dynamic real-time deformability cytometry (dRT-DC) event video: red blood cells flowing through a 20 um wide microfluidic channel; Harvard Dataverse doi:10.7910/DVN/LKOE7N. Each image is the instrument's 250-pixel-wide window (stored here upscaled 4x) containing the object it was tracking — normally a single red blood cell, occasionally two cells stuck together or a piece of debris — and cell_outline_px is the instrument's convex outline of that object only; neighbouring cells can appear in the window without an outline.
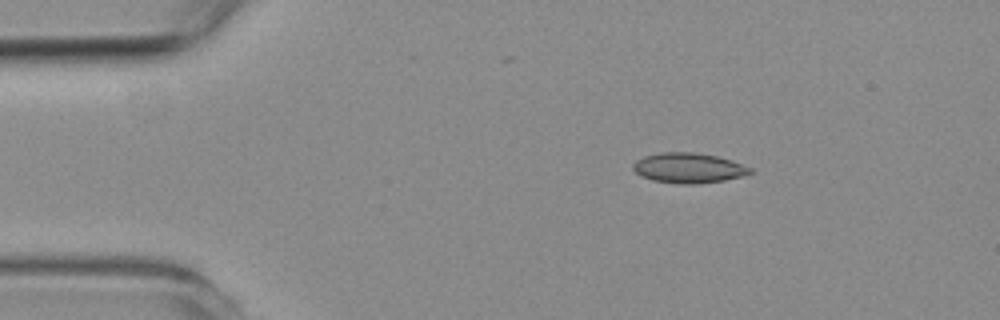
{"species": "common noctule bat (a hibernating species)", "species_latin": "Nyctalus noctula", "temperature_condition": "room temperature", "stored_images_in_passage": 49, "camera_frame_rate_fps": 3000, "um_per_image_px": 0.085, "animal": {"sex": "female", "body_mass_g": 19.3, "forearm_length_mm": 54.1}, "frame": {"image": 1, "passage_image": 1, "time_ms": 0.0, "image_size_px": [1000, 320], "cell_outline_px": [[752, 172], [740, 176], [724, 180], [696, 184], [680, 184], [652, 180], [640, 176], [632, 168], [632, 164], [636, 160], [644, 156], [660, 152], [692, 152], [716, 156], [732, 160], [752, 168]], "centroid_in_image_um": [58.48, 14.27], "position_along_channel_um": 26.5, "area_um2": 20.52}}
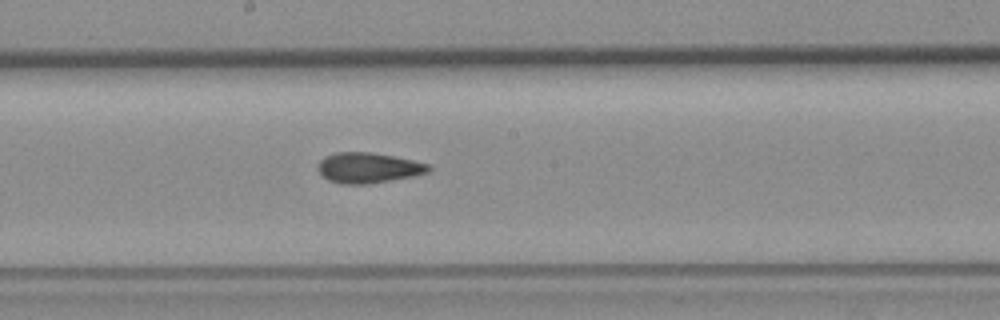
{"frame": {"image": 2, "passage_image": 22, "time_ms": 7.0, "image_size_px": [1000, 320], "cell_outline_px": [[432, 168], [428, 172], [416, 176], [368, 184], [340, 184], [328, 180], [316, 168], [320, 160], [324, 156], [336, 152], [368, 152], [392, 156], [432, 164]], "centroid_in_image_um": [31.32, 14.27], "position_along_channel_um": 216.9, "area_um2": 19.77}}
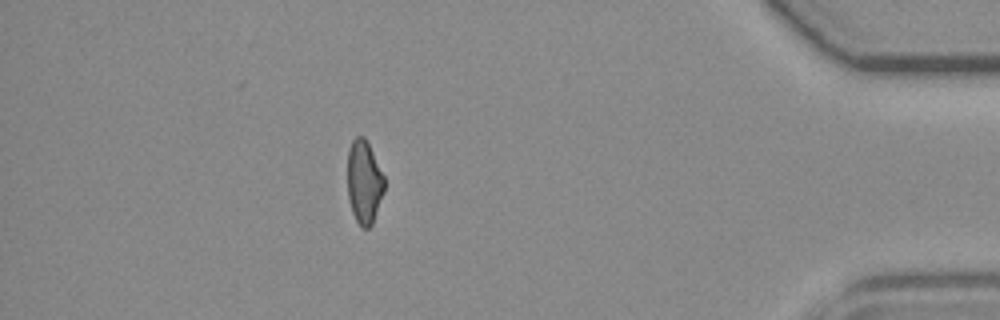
{"frame": {"image": 3, "passage_image": 42, "time_ms": 13.667, "image_size_px": [1000, 320], "cell_outline_px": [[384, 192], [372, 224], [368, 228], [360, 228], [352, 212], [348, 196], [348, 148], [352, 140], [356, 136], [364, 136], [384, 176]], "centroid_in_image_um": [30.94, 15.49], "position_along_channel_um": 404.3, "area_um2": 17.8}, "authors_computed_cell_mechanics": {"area_um2": 19.1896, "velocity_mm_per_s": 3.5844, "shape_relaxation_time_tau1_ms": null, "shape_relaxation_time_tau2_ms": 2.7229, "deformation_change_tau1": null, "deformation_change_tau2": 0.0868}}